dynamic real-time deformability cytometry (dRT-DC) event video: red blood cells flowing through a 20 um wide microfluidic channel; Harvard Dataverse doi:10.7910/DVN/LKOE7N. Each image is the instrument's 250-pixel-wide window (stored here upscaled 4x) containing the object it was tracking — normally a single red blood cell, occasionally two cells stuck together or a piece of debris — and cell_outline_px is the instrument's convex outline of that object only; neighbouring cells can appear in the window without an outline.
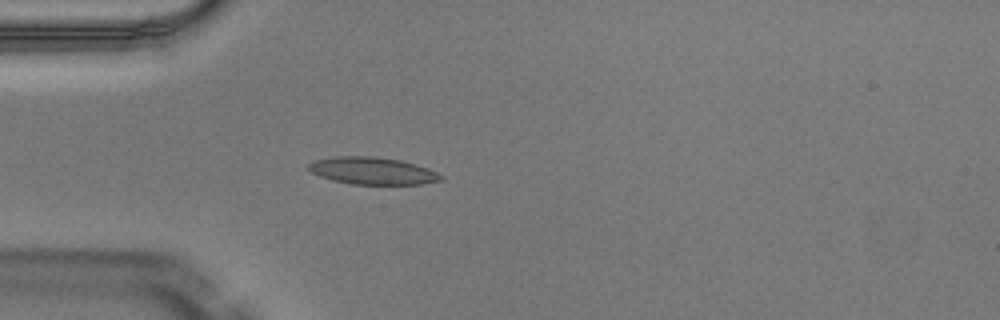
{"species": "Egyptian fruit bat (a non-hibernating species)", "species_latin": "Rousettus aegyptiacus", "temperature_condition": "warm", "stored_images_in_passage": 3, "camera_frame_rate_fps": 3000, "um_per_image_px": 0.085, "animal": {"sex": "male"}, "frame": {"image": 1, "passage_image": 3, "time_ms": 0.667, "image_size_px": [1000, 320], "cell_outline_px": [[444, 180], [424, 184], [352, 184], [332, 180], [320, 176], [312, 172], [308, 168], [308, 164], [312, 160], [336, 156], [372, 156], [400, 160], [416, 164], [428, 168], [444, 176]], "centroid_in_image_um": [31.68, 14.52], "position_along_channel_um": 53.3, "area_um2": 21.1}}